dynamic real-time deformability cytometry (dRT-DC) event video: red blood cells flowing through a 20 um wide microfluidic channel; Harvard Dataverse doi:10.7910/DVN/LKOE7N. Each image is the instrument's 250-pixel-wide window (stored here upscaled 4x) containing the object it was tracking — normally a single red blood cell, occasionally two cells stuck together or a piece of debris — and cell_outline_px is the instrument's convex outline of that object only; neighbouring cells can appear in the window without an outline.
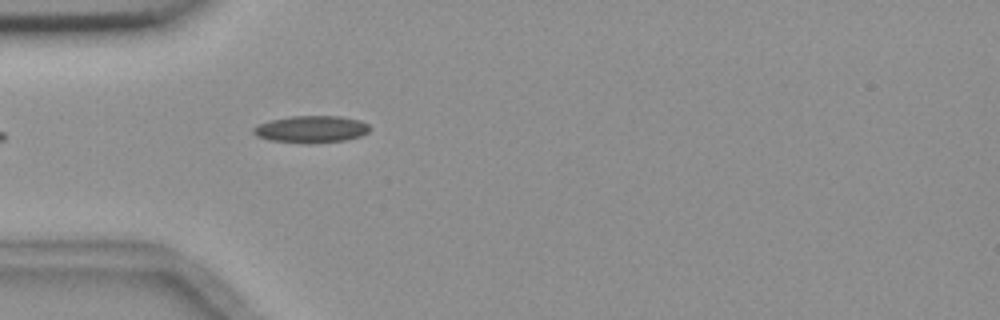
{"species": "common noctule bat (a hibernating species)", "species_latin": "Nyctalus noctula", "temperature_condition": "room temperature", "stored_images_in_passage": 3, "camera_frame_rate_fps": 3000, "um_per_image_px": 0.085, "animal": {"sex": "female", "body_mass_g": 18.4}, "frame": {"image": 1, "passage_image": 3, "time_ms": 2.333, "image_size_px": [1000, 320], "cell_outline_px": [[372, 128], [368, 132], [360, 136], [344, 140], [268, 140], [256, 136], [252, 132], [252, 128], [260, 124], [272, 120], [292, 116], [340, 116], [360, 120], [368, 124]], "centroid_in_image_um": [26.49, 10.92], "position_along_channel_um": 58.5, "area_um2": 17.28}}